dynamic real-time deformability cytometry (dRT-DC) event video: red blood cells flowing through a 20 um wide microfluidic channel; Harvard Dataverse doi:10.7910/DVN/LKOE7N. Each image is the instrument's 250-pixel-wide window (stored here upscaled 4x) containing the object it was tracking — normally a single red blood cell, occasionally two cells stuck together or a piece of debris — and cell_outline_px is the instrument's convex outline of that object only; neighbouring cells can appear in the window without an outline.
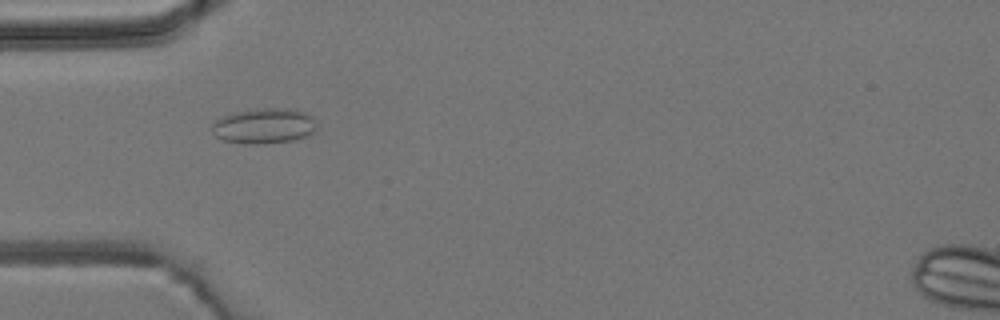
{"species": "common noctule bat (a hibernating species)", "species_latin": "Nyctalus noctula", "temperature_condition": "room temperature", "stored_images_in_passage": 3, "camera_frame_rate_fps": 3000, "um_per_image_px": 0.085, "animal": {"sex": "male", "body_mass_g": 19.2, "forearm_length_mm": 51.8}, "frame": {"image": 1, "passage_image": 2, "time_ms": 1.0, "image_size_px": [1000, 320], "cell_outline_px": [[316, 128], [312, 132], [304, 136], [292, 140], [264, 144], [244, 144], [224, 140], [216, 136], [212, 132], [212, 124], [216, 120], [232, 112], [260, 108], [288, 108], [304, 112], [312, 116], [316, 120]], "centroid_in_image_um": [22.43, 10.7], "position_along_channel_um": 62.6, "area_um2": 21.62}}
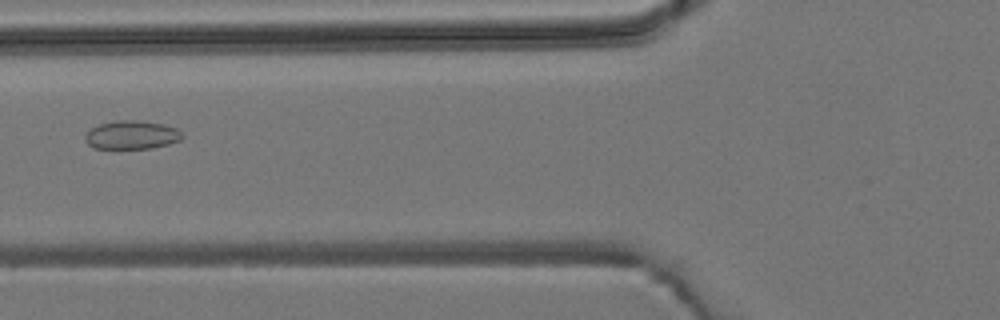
{"frame": {"image": 2, "passage_image": 3, "time_ms": 2.333, "image_size_px": [1000, 320], "cell_outline_px": [[184, 136], [180, 140], [168, 144], [152, 148], [92, 148], [84, 140], [84, 136], [92, 128], [100, 124], [116, 120], [140, 120], [164, 124], [176, 128]], "centroid_in_image_um": [11.19, 11.46], "position_along_channel_um": 114.6, "area_um2": 16.13}}